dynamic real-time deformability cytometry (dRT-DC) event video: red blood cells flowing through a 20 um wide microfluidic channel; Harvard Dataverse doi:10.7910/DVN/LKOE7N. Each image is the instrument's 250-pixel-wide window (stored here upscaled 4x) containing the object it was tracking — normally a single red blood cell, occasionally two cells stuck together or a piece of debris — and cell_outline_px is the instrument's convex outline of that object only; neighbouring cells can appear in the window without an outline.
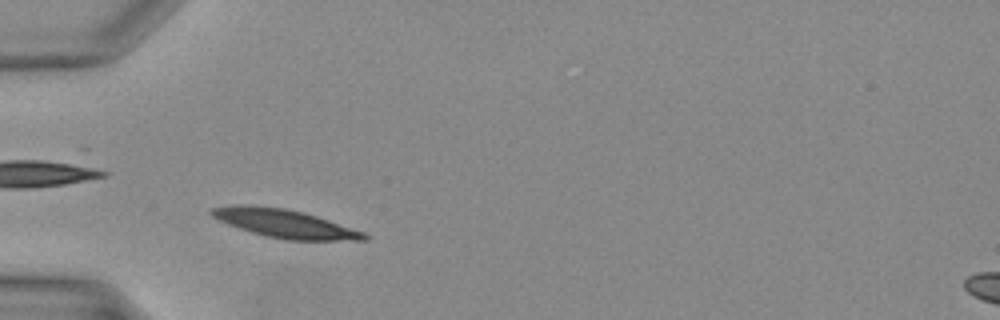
{"species": "Egyptian fruit bat (a non-hibernating species)", "species_latin": "Rousettus aegyptiacus", "temperature_condition": "warm", "stored_images_in_passage": 27, "camera_frame_rate_fps": 3000, "um_per_image_px": 0.085, "animal": {"sex": "female"}, "frame": {"image": 1, "passage_image": 5, "time_ms": 1.333, "image_size_px": [1000, 320], "cell_outline_px": [[368, 240], [288, 240], [268, 236], [252, 232], [228, 224], [212, 216], [208, 212], [212, 208], [232, 204], [244, 204], [284, 208], [304, 212], [364, 232], [368, 236]], "centroid_in_image_um": [24.18, 18.99], "position_along_channel_um": 60.8, "area_um2": 24.91}}
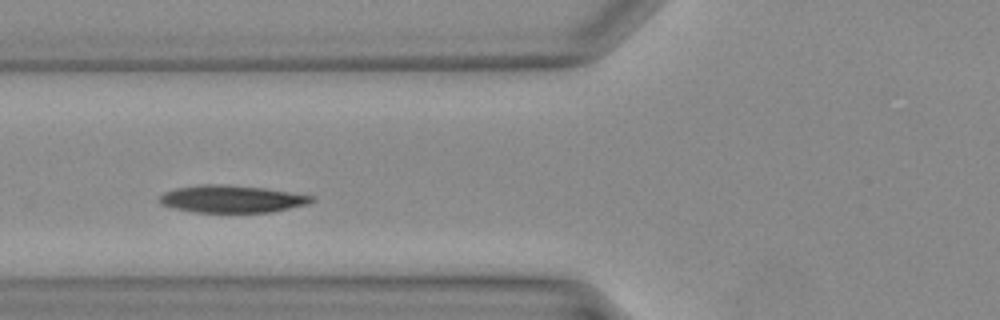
{"frame": {"image": 2, "passage_image": 8, "time_ms": 2.333, "image_size_px": [1000, 320], "cell_outline_px": [[312, 200], [308, 204], [272, 212], [192, 212], [160, 204], [160, 196], [164, 192], [176, 188], [200, 184], [224, 184], [264, 188], [312, 196]], "centroid_in_image_um": [19.66, 16.91], "position_along_channel_um": 106.1, "area_um2": 23.99}}